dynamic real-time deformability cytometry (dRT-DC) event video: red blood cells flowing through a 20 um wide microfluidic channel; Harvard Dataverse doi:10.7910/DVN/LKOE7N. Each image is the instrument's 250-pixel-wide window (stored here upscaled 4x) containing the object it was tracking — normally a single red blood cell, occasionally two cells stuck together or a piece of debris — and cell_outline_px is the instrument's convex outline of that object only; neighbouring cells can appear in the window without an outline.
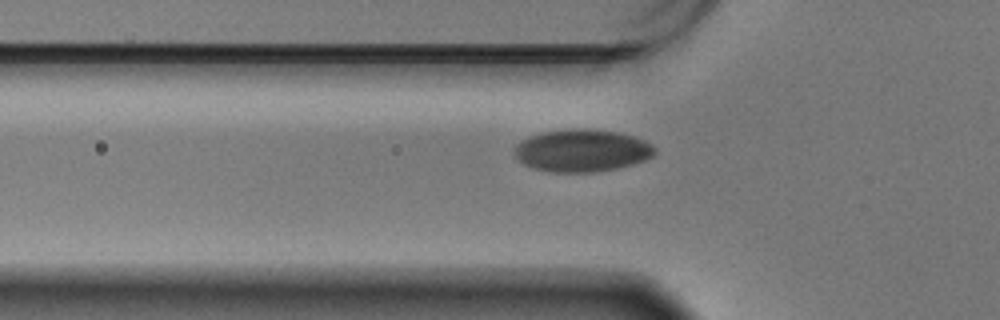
{"species": "Egyptian fruit bat (a non-hibernating species)", "species_latin": "Rousettus aegyptiacus", "temperature_condition": "warm", "stored_images_in_passage": 44, "camera_frame_rate_fps": 3000, "um_per_image_px": 0.085, "animal": {"sex": "male"}, "frame": {"image": 1, "passage_image": 7, "time_ms": 2.0, "image_size_px": [1000, 320], "cell_outline_px": [[656, 152], [652, 156], [644, 160], [632, 164], [616, 168], [596, 172], [552, 172], [536, 168], [524, 164], [516, 156], [512, 148], [520, 140], [528, 136], [540, 132], [568, 128], [588, 128], [616, 132], [636, 136], [652, 144], [656, 148]], "centroid_in_image_um": [49.45, 12.77], "position_along_channel_um": 76.3, "area_um2": 34.97}}
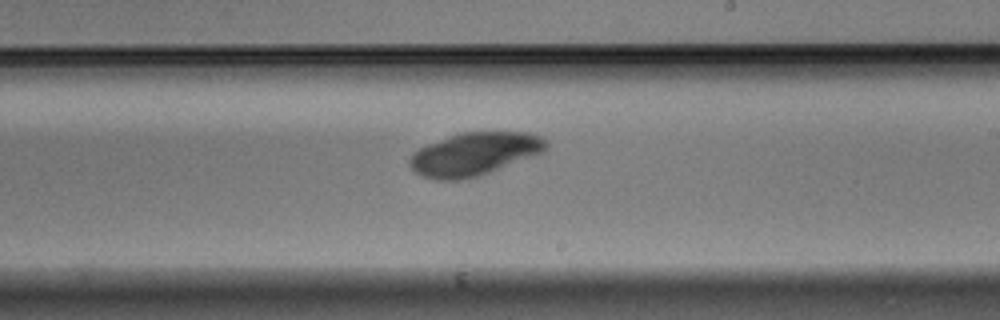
{"frame": {"image": 2, "passage_image": 22, "time_ms": 7.0, "image_size_px": [1000, 320], "cell_outline_px": [[548, 144], [544, 152], [488, 172], [476, 176], [460, 180], [436, 180], [424, 176], [416, 172], [408, 164], [408, 160], [412, 152], [428, 144], [460, 132], [532, 132], [548, 140]], "centroid_in_image_um": [40.32, 13.07], "position_along_channel_um": 248.7, "area_um2": 33.99}}
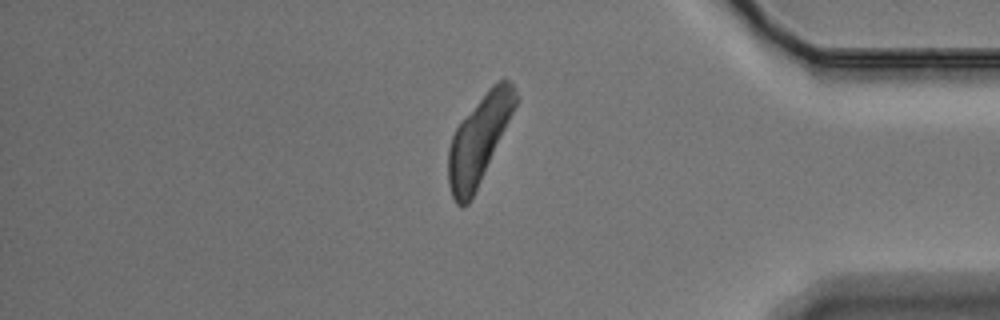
{"frame": {"image": 3, "passage_image": 37, "time_ms": 12.0, "image_size_px": [1000, 320], "cell_outline_px": [[520, 100], [468, 204], [456, 204], [452, 196], [448, 184], [448, 148], [452, 136], [456, 128], [492, 84], [500, 80], [508, 80], [512, 84], [520, 96]], "centroid_in_image_um": [40.73, 11.82], "position_along_channel_um": 394.5, "area_um2": 33.64}}